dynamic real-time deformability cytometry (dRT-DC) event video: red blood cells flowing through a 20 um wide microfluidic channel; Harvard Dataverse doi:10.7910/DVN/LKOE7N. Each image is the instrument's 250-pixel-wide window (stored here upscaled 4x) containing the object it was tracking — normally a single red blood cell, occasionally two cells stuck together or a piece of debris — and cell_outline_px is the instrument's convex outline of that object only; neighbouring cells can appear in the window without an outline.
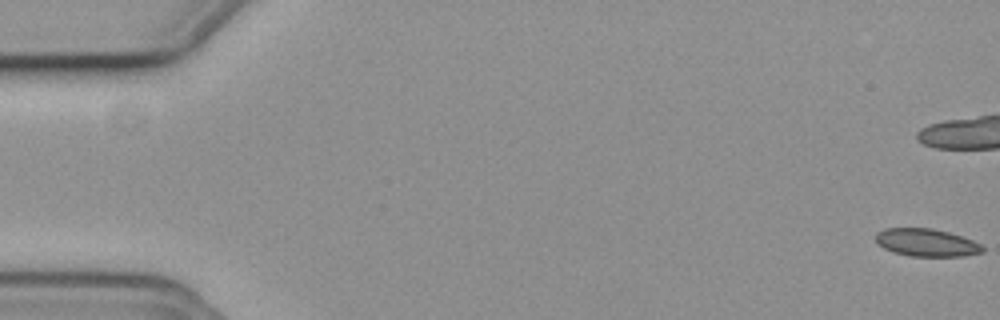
{"species": "common noctule bat (a hibernating species)", "species_latin": "Nyctalus noctula", "temperature_condition": "cold", "stored_images_in_passage": 9, "camera_frame_rate_fps": 3000, "um_per_image_px": 0.085, "animal": {"sex": "female", "body_mass_g": 19.3, "forearm_length_mm": 54.1}, "frame": {"image": 1, "passage_image": 1, "time_ms": 0.0, "image_size_px": [1000, 320], "cell_outline_px": [[984, 252], [964, 256], [908, 256], [892, 252], [884, 248], [876, 240], [876, 232], [884, 228], [932, 228], [948, 232], [972, 240], [980, 244], [984, 248]], "centroid_in_image_um": [78.74, 20.62], "position_along_channel_um": 6.3, "area_um2": 17.22}}